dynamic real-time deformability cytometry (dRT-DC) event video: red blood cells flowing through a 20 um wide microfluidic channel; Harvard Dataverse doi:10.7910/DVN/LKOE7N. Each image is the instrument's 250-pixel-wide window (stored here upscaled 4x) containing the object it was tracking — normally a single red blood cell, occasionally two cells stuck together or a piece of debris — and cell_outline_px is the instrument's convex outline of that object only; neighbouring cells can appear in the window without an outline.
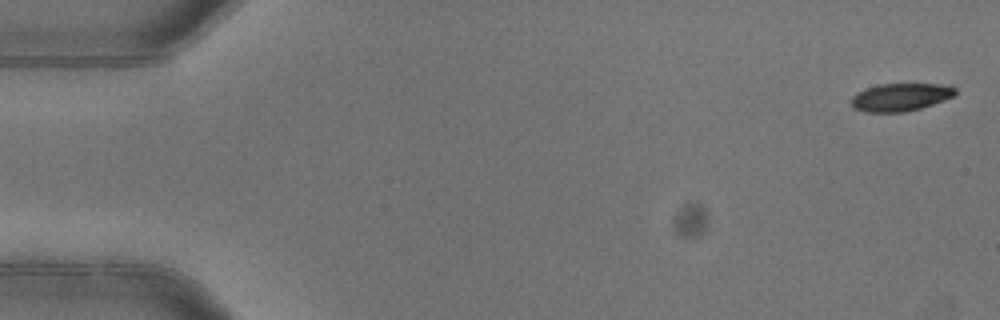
{"species": "common noctule bat (a hibernating species)", "species_latin": "Nyctalus noctula", "temperature_condition": "warm", "stored_images_in_passage": 5, "segment_of_instrument_passage": [1, 2], "camera_frame_rate_fps": 3000, "um_per_image_px": 0.085, "animal": {"sex": "female"}, "frame": {"image": 1, "passage_image": 1, "time_ms": 0.0, "image_size_px": [1000, 320], "cell_outline_px": [[956, 96], [920, 108], [904, 112], [864, 112], [852, 108], [852, 96], [856, 92], [880, 84], [940, 84], [956, 88]], "centroid_in_image_um": [76.53, 8.26], "position_along_channel_um": 8.5, "area_um2": 16.82}}
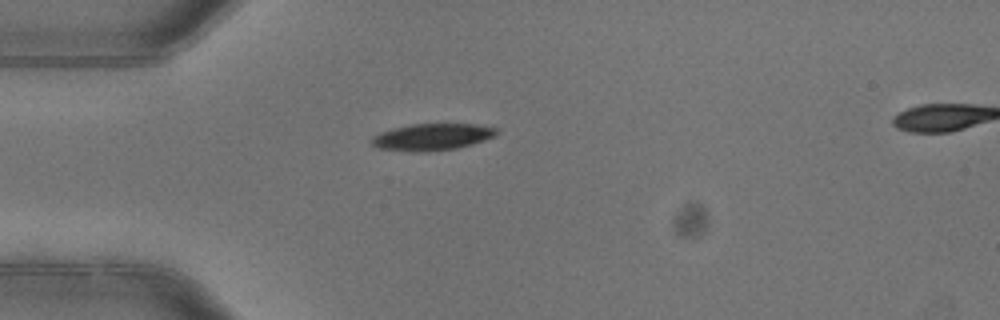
{"frame": {"image": 2, "passage_image": 4, "time_ms": 1.0, "image_size_px": [1000, 320], "cell_outline_px": [[496, 136], [472, 144], [456, 148], [428, 152], [412, 152], [376, 148], [372, 144], [372, 136], [380, 132], [392, 128], [412, 124], [476, 124], [496, 128]], "centroid_in_image_um": [36.69, 11.65], "position_along_channel_um": 48.3, "area_um2": 19.54}}